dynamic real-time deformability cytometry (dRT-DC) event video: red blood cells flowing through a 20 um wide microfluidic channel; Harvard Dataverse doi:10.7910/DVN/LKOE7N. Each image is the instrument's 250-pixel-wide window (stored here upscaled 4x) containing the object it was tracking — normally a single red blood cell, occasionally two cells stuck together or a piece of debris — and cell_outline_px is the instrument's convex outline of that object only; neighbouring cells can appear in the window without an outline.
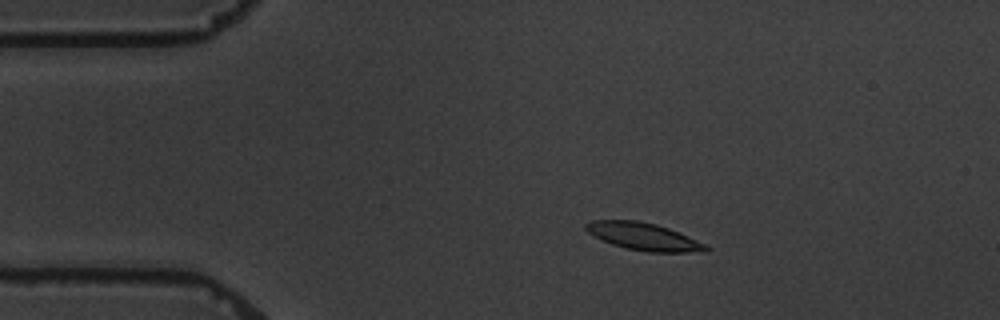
{"species": "common noctule bat (a hibernating species)", "species_latin": "Nyctalus noctula", "temperature_condition": "warm", "stored_images_in_passage": 10, "camera_frame_rate_fps": 3000, "um_per_image_px": 0.085, "animal": {"sex": "male", "body_mass_g": 19.5, "forearm_length_mm": 54.6}, "frame": {"image": 1, "passage_image": 2, "time_ms": 1.0, "image_size_px": [1000, 320], "cell_outline_px": [[712, 248], [708, 252], [648, 252], [624, 248], [612, 244], [588, 232], [584, 228], [584, 224], [592, 220], [636, 220], [656, 224], [668, 228], [708, 244]], "centroid_in_image_um": [54.77, 20.11], "position_along_channel_um": 30.2, "area_um2": 19.31}}
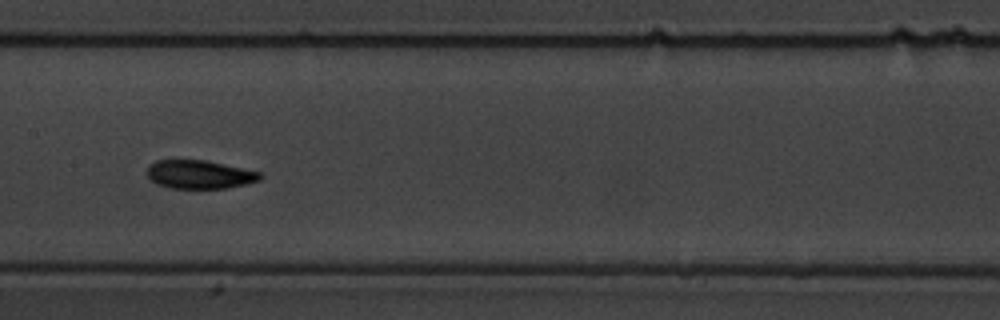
{"frame": {"image": 2, "passage_image": 7, "time_ms": 7.0, "image_size_px": [1000, 320], "cell_outline_px": [[264, 176], [260, 180], [248, 184], [228, 188], [172, 188], [156, 184], [148, 176], [148, 164], [156, 160], [204, 160], [260, 172]], "centroid_in_image_um": [16.97, 14.83], "position_along_channel_um": 190.4, "area_um2": 18.73}}
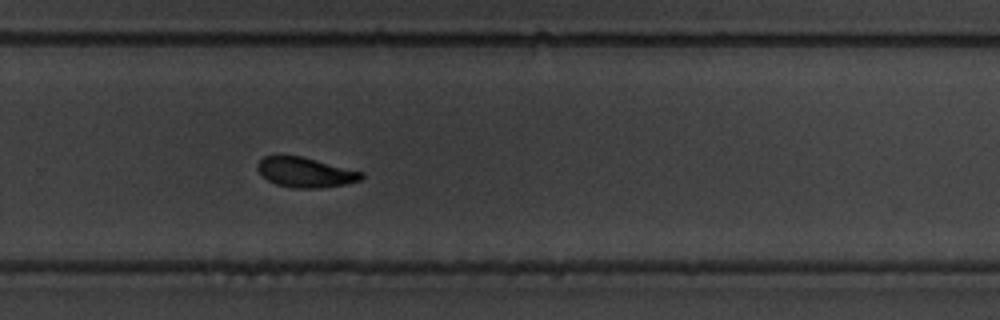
{"frame": {"image": 3, "passage_image": 10, "time_ms": 10.333, "image_size_px": [1000, 320], "cell_outline_px": [[364, 176], [360, 180], [344, 184], [320, 188], [292, 188], [276, 184], [268, 180], [256, 168], [256, 164], [264, 156], [280, 152], [300, 156], [364, 172]], "centroid_in_image_um": [25.9, 14.61], "position_along_channel_um": 303.9, "area_um2": 18.44}}